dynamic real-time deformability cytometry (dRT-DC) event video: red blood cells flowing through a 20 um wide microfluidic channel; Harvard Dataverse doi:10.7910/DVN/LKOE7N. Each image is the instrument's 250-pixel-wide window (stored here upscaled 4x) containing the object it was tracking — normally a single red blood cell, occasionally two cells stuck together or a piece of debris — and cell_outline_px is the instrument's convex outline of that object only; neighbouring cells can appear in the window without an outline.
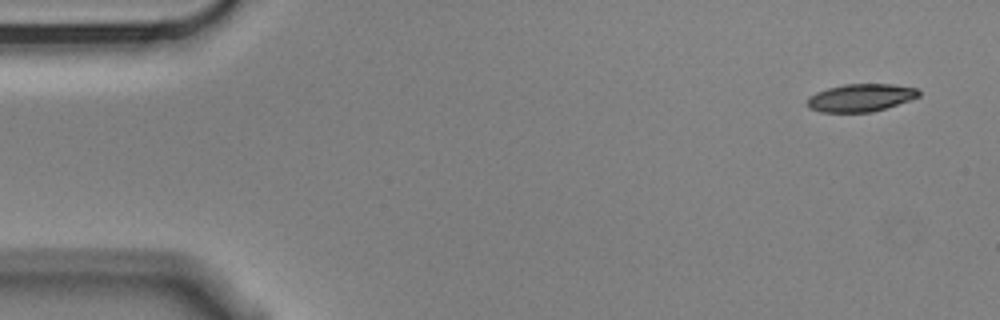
{"species": "Egyptian fruit bat (a non-hibernating species)", "species_latin": "Rousettus aegyptiacus", "temperature_condition": "cold", "stored_images_in_passage": 7, "camera_frame_rate_fps": 3000, "um_per_image_px": 0.085, "animal": {"sex": "male"}, "frame": {"image": 1, "passage_image": 1, "time_ms": 0.0, "image_size_px": [1000, 320], "cell_outline_px": [[920, 96], [872, 112], [820, 112], [808, 108], [804, 104], [808, 96], [816, 92], [828, 88], [844, 84], [892, 84], [916, 88], [920, 92]], "centroid_in_image_um": [73.08, 8.3], "position_along_channel_um": 11.9, "area_um2": 18.03}}
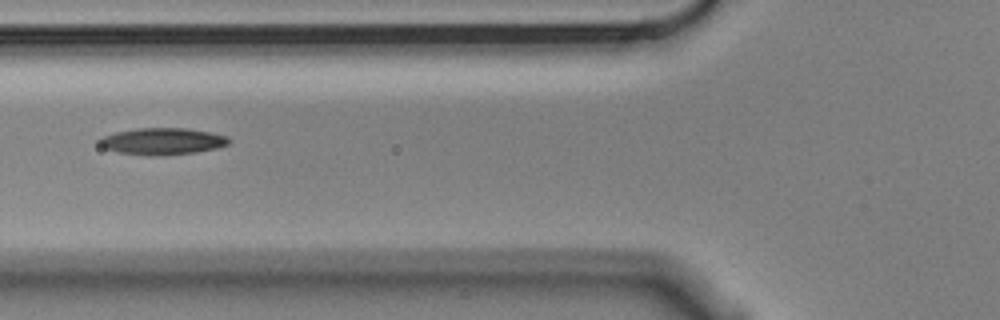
{"frame": {"image": 2, "passage_image": 6, "time_ms": 1.667, "image_size_px": [1000, 320], "cell_outline_px": [[232, 140], [228, 144], [216, 148], [196, 152], [148, 156], [120, 152], [104, 148], [96, 140], [104, 136], [116, 132], [136, 128], [188, 128], [228, 136]], "centroid_in_image_um": [13.81, 12.0], "position_along_channel_um": 112.0, "area_um2": 20.06}}
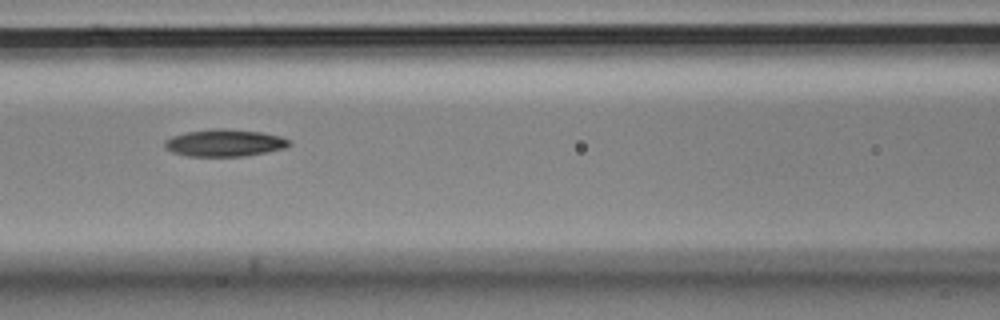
{"frame": {"image": 3, "passage_image": 7, "time_ms": 2.0, "image_size_px": [1000, 320], "cell_outline_px": [[292, 144], [284, 148], [244, 156], [188, 156], [172, 152], [164, 148], [164, 140], [172, 136], [188, 132], [216, 128], [224, 128], [264, 132], [280, 136], [288, 140]], "centroid_in_image_um": [19.07, 12.14], "position_along_channel_um": 147.5, "area_um2": 19.65}}